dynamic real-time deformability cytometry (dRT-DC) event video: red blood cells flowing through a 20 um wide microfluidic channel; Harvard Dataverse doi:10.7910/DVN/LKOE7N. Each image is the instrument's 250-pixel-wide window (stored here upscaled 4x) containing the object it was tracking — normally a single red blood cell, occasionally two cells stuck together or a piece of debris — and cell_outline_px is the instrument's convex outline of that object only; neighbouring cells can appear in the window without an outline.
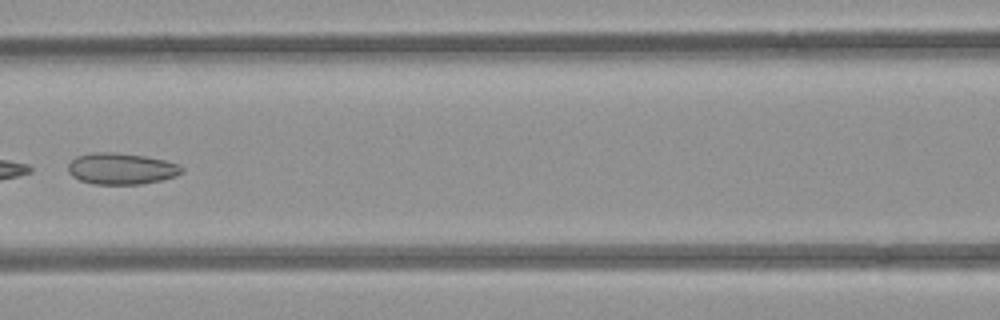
{"species": "common noctule bat (a hibernating species)", "species_latin": "Nyctalus noctula", "temperature_condition": "room temperature", "stored_images_in_passage": 6, "camera_frame_rate_fps": 3000, "um_per_image_px": 0.085, "animal": {"sex": "female", "body_mass_g": 21.9}, "frame": {"image": 1, "passage_image": 6, "time_ms": 6.667, "image_size_px": [1000, 320], "cell_outline_px": [[184, 172], [176, 176], [160, 180], [140, 184], [92, 184], [80, 180], [72, 176], [68, 172], [68, 164], [76, 156], [92, 152], [112, 152], [144, 156], [164, 160], [180, 164], [184, 168]], "centroid_in_image_um": [10.31, 14.33], "position_along_channel_um": 156.3, "area_um2": 20.87}}